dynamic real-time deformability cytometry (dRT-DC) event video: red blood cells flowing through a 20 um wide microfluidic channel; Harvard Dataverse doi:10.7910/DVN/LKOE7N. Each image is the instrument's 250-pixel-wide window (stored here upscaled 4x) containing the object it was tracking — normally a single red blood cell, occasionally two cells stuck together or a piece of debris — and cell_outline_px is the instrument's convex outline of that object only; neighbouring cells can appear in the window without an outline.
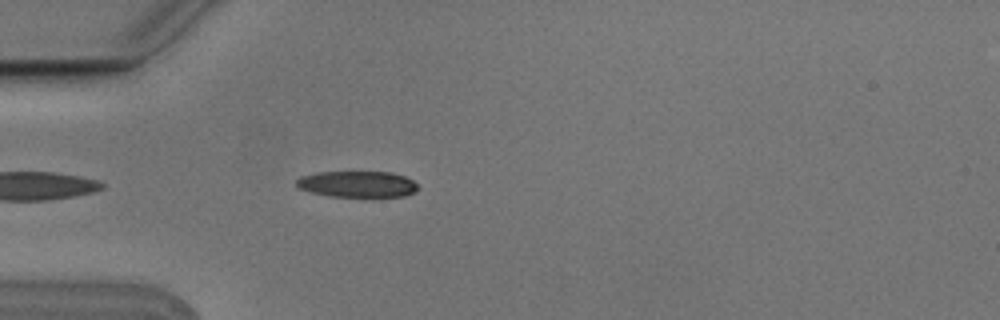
{"species": "Egyptian fruit bat (a non-hibernating species)", "species_latin": "Rousettus aegyptiacus", "temperature_condition": "cold", "stored_images_in_passage": 4, "camera_frame_rate_fps": 3000, "um_per_image_px": 0.085, "animal": {"sex": "male"}, "frame": {"image": 1, "passage_image": 4, "time_ms": 1.0, "image_size_px": [1000, 320], "cell_outline_px": [[420, 188], [416, 192], [404, 196], [328, 196], [312, 192], [300, 188], [296, 184], [296, 180], [300, 176], [316, 172], [392, 172], [404, 176], [412, 180]], "centroid_in_image_um": [30.39, 15.64], "position_along_channel_um": 54.6, "area_um2": 18.5}}